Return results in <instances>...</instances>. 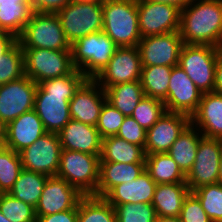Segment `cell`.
Instances as JSON below:
<instances>
[{"instance_id":"cell-1","label":"cell","mask_w":222,"mask_h":222,"mask_svg":"<svg viewBox=\"0 0 222 222\" xmlns=\"http://www.w3.org/2000/svg\"><path fill=\"white\" fill-rule=\"evenodd\" d=\"M86 79L80 70L75 69L71 74L38 83L34 110L46 132L58 133L72 119L69 101Z\"/></svg>"},{"instance_id":"cell-2","label":"cell","mask_w":222,"mask_h":222,"mask_svg":"<svg viewBox=\"0 0 222 222\" xmlns=\"http://www.w3.org/2000/svg\"><path fill=\"white\" fill-rule=\"evenodd\" d=\"M179 34L184 44L219 48L222 40V0H192L181 10Z\"/></svg>"},{"instance_id":"cell-3","label":"cell","mask_w":222,"mask_h":222,"mask_svg":"<svg viewBox=\"0 0 222 222\" xmlns=\"http://www.w3.org/2000/svg\"><path fill=\"white\" fill-rule=\"evenodd\" d=\"M103 31L118 47L137 46L142 39L138 25L137 0H105Z\"/></svg>"},{"instance_id":"cell-4","label":"cell","mask_w":222,"mask_h":222,"mask_svg":"<svg viewBox=\"0 0 222 222\" xmlns=\"http://www.w3.org/2000/svg\"><path fill=\"white\" fill-rule=\"evenodd\" d=\"M117 48L104 31L81 37L70 45L73 66L87 78L94 79L109 63Z\"/></svg>"},{"instance_id":"cell-5","label":"cell","mask_w":222,"mask_h":222,"mask_svg":"<svg viewBox=\"0 0 222 222\" xmlns=\"http://www.w3.org/2000/svg\"><path fill=\"white\" fill-rule=\"evenodd\" d=\"M100 155L61 149L57 177L66 180L83 195L97 196Z\"/></svg>"},{"instance_id":"cell-6","label":"cell","mask_w":222,"mask_h":222,"mask_svg":"<svg viewBox=\"0 0 222 222\" xmlns=\"http://www.w3.org/2000/svg\"><path fill=\"white\" fill-rule=\"evenodd\" d=\"M17 42L22 48L71 51L56 13L34 12Z\"/></svg>"},{"instance_id":"cell-7","label":"cell","mask_w":222,"mask_h":222,"mask_svg":"<svg viewBox=\"0 0 222 222\" xmlns=\"http://www.w3.org/2000/svg\"><path fill=\"white\" fill-rule=\"evenodd\" d=\"M220 53L212 45L184 44L179 56L180 66L200 92H214L215 68Z\"/></svg>"},{"instance_id":"cell-8","label":"cell","mask_w":222,"mask_h":222,"mask_svg":"<svg viewBox=\"0 0 222 222\" xmlns=\"http://www.w3.org/2000/svg\"><path fill=\"white\" fill-rule=\"evenodd\" d=\"M56 14L70 45L81 37L103 31L102 3L71 1Z\"/></svg>"},{"instance_id":"cell-9","label":"cell","mask_w":222,"mask_h":222,"mask_svg":"<svg viewBox=\"0 0 222 222\" xmlns=\"http://www.w3.org/2000/svg\"><path fill=\"white\" fill-rule=\"evenodd\" d=\"M22 50L25 75L37 84L71 74L75 70L71 51L42 48H22Z\"/></svg>"},{"instance_id":"cell-10","label":"cell","mask_w":222,"mask_h":222,"mask_svg":"<svg viewBox=\"0 0 222 222\" xmlns=\"http://www.w3.org/2000/svg\"><path fill=\"white\" fill-rule=\"evenodd\" d=\"M222 154V139L200 138L195 161L186 175L190 191L200 186L219 182V165Z\"/></svg>"},{"instance_id":"cell-11","label":"cell","mask_w":222,"mask_h":222,"mask_svg":"<svg viewBox=\"0 0 222 222\" xmlns=\"http://www.w3.org/2000/svg\"><path fill=\"white\" fill-rule=\"evenodd\" d=\"M183 45L179 32L143 37L137 45L141 66H177Z\"/></svg>"},{"instance_id":"cell-12","label":"cell","mask_w":222,"mask_h":222,"mask_svg":"<svg viewBox=\"0 0 222 222\" xmlns=\"http://www.w3.org/2000/svg\"><path fill=\"white\" fill-rule=\"evenodd\" d=\"M61 149L58 133L46 132L32 145L19 152L22 167L47 176H56Z\"/></svg>"},{"instance_id":"cell-13","label":"cell","mask_w":222,"mask_h":222,"mask_svg":"<svg viewBox=\"0 0 222 222\" xmlns=\"http://www.w3.org/2000/svg\"><path fill=\"white\" fill-rule=\"evenodd\" d=\"M141 37L179 32L181 10L170 4L137 0Z\"/></svg>"},{"instance_id":"cell-14","label":"cell","mask_w":222,"mask_h":222,"mask_svg":"<svg viewBox=\"0 0 222 222\" xmlns=\"http://www.w3.org/2000/svg\"><path fill=\"white\" fill-rule=\"evenodd\" d=\"M141 68L137 46L118 47L109 63L94 80L103 89L121 83L140 81Z\"/></svg>"},{"instance_id":"cell-15","label":"cell","mask_w":222,"mask_h":222,"mask_svg":"<svg viewBox=\"0 0 222 222\" xmlns=\"http://www.w3.org/2000/svg\"><path fill=\"white\" fill-rule=\"evenodd\" d=\"M38 84L26 75L0 85V119L7 125L25 112L34 109Z\"/></svg>"},{"instance_id":"cell-16","label":"cell","mask_w":222,"mask_h":222,"mask_svg":"<svg viewBox=\"0 0 222 222\" xmlns=\"http://www.w3.org/2000/svg\"><path fill=\"white\" fill-rule=\"evenodd\" d=\"M83 196L66 180L57 176H49L35 208L36 217L78 208V203Z\"/></svg>"},{"instance_id":"cell-17","label":"cell","mask_w":222,"mask_h":222,"mask_svg":"<svg viewBox=\"0 0 222 222\" xmlns=\"http://www.w3.org/2000/svg\"><path fill=\"white\" fill-rule=\"evenodd\" d=\"M202 93L180 66L172 68L167 98V112L182 113L191 117L198 109Z\"/></svg>"},{"instance_id":"cell-18","label":"cell","mask_w":222,"mask_h":222,"mask_svg":"<svg viewBox=\"0 0 222 222\" xmlns=\"http://www.w3.org/2000/svg\"><path fill=\"white\" fill-rule=\"evenodd\" d=\"M190 123L191 117L188 115L166 111L150 129L146 130L145 153L168 152Z\"/></svg>"},{"instance_id":"cell-19","label":"cell","mask_w":222,"mask_h":222,"mask_svg":"<svg viewBox=\"0 0 222 222\" xmlns=\"http://www.w3.org/2000/svg\"><path fill=\"white\" fill-rule=\"evenodd\" d=\"M105 101L104 89L94 79L87 78L69 101L71 118L96 126Z\"/></svg>"},{"instance_id":"cell-20","label":"cell","mask_w":222,"mask_h":222,"mask_svg":"<svg viewBox=\"0 0 222 222\" xmlns=\"http://www.w3.org/2000/svg\"><path fill=\"white\" fill-rule=\"evenodd\" d=\"M62 149L101 155L102 137L96 126L71 119L59 132Z\"/></svg>"},{"instance_id":"cell-21","label":"cell","mask_w":222,"mask_h":222,"mask_svg":"<svg viewBox=\"0 0 222 222\" xmlns=\"http://www.w3.org/2000/svg\"><path fill=\"white\" fill-rule=\"evenodd\" d=\"M45 133L42 121L33 109L23 113L6 125L4 146L19 153Z\"/></svg>"},{"instance_id":"cell-22","label":"cell","mask_w":222,"mask_h":222,"mask_svg":"<svg viewBox=\"0 0 222 222\" xmlns=\"http://www.w3.org/2000/svg\"><path fill=\"white\" fill-rule=\"evenodd\" d=\"M191 123L208 138L222 139V95L203 93Z\"/></svg>"},{"instance_id":"cell-23","label":"cell","mask_w":222,"mask_h":222,"mask_svg":"<svg viewBox=\"0 0 222 222\" xmlns=\"http://www.w3.org/2000/svg\"><path fill=\"white\" fill-rule=\"evenodd\" d=\"M156 183L144 170L133 181L113 187L103 198L111 205L126 203H152Z\"/></svg>"},{"instance_id":"cell-24","label":"cell","mask_w":222,"mask_h":222,"mask_svg":"<svg viewBox=\"0 0 222 222\" xmlns=\"http://www.w3.org/2000/svg\"><path fill=\"white\" fill-rule=\"evenodd\" d=\"M145 170V163H99L97 196L104 197L113 187L133 181Z\"/></svg>"},{"instance_id":"cell-25","label":"cell","mask_w":222,"mask_h":222,"mask_svg":"<svg viewBox=\"0 0 222 222\" xmlns=\"http://www.w3.org/2000/svg\"><path fill=\"white\" fill-rule=\"evenodd\" d=\"M190 192L186 183L157 184L151 203L156 216L179 217L184 200Z\"/></svg>"},{"instance_id":"cell-26","label":"cell","mask_w":222,"mask_h":222,"mask_svg":"<svg viewBox=\"0 0 222 222\" xmlns=\"http://www.w3.org/2000/svg\"><path fill=\"white\" fill-rule=\"evenodd\" d=\"M145 149L115 136L102 139L100 162L145 163Z\"/></svg>"},{"instance_id":"cell-27","label":"cell","mask_w":222,"mask_h":222,"mask_svg":"<svg viewBox=\"0 0 222 222\" xmlns=\"http://www.w3.org/2000/svg\"><path fill=\"white\" fill-rule=\"evenodd\" d=\"M33 13L31 0H0V28L18 38Z\"/></svg>"},{"instance_id":"cell-28","label":"cell","mask_w":222,"mask_h":222,"mask_svg":"<svg viewBox=\"0 0 222 222\" xmlns=\"http://www.w3.org/2000/svg\"><path fill=\"white\" fill-rule=\"evenodd\" d=\"M202 136V133L190 123L167 152L185 176L195 161L198 144Z\"/></svg>"},{"instance_id":"cell-29","label":"cell","mask_w":222,"mask_h":222,"mask_svg":"<svg viewBox=\"0 0 222 222\" xmlns=\"http://www.w3.org/2000/svg\"><path fill=\"white\" fill-rule=\"evenodd\" d=\"M145 170L156 184L186 183V176L167 152L146 154Z\"/></svg>"},{"instance_id":"cell-30","label":"cell","mask_w":222,"mask_h":222,"mask_svg":"<svg viewBox=\"0 0 222 222\" xmlns=\"http://www.w3.org/2000/svg\"><path fill=\"white\" fill-rule=\"evenodd\" d=\"M106 101L124 116H131L145 93L140 81L121 83L104 89Z\"/></svg>"},{"instance_id":"cell-31","label":"cell","mask_w":222,"mask_h":222,"mask_svg":"<svg viewBox=\"0 0 222 222\" xmlns=\"http://www.w3.org/2000/svg\"><path fill=\"white\" fill-rule=\"evenodd\" d=\"M49 176L22 169L9 194L36 208Z\"/></svg>"},{"instance_id":"cell-32","label":"cell","mask_w":222,"mask_h":222,"mask_svg":"<svg viewBox=\"0 0 222 222\" xmlns=\"http://www.w3.org/2000/svg\"><path fill=\"white\" fill-rule=\"evenodd\" d=\"M77 222H117V216L103 197L84 195L78 203Z\"/></svg>"},{"instance_id":"cell-33","label":"cell","mask_w":222,"mask_h":222,"mask_svg":"<svg viewBox=\"0 0 222 222\" xmlns=\"http://www.w3.org/2000/svg\"><path fill=\"white\" fill-rule=\"evenodd\" d=\"M171 66H148L141 68L140 82L145 96L165 101L172 72Z\"/></svg>"},{"instance_id":"cell-34","label":"cell","mask_w":222,"mask_h":222,"mask_svg":"<svg viewBox=\"0 0 222 222\" xmlns=\"http://www.w3.org/2000/svg\"><path fill=\"white\" fill-rule=\"evenodd\" d=\"M23 169L19 153L0 147V193H9Z\"/></svg>"},{"instance_id":"cell-35","label":"cell","mask_w":222,"mask_h":222,"mask_svg":"<svg viewBox=\"0 0 222 222\" xmlns=\"http://www.w3.org/2000/svg\"><path fill=\"white\" fill-rule=\"evenodd\" d=\"M212 222H222V184L203 185L191 191Z\"/></svg>"},{"instance_id":"cell-36","label":"cell","mask_w":222,"mask_h":222,"mask_svg":"<svg viewBox=\"0 0 222 222\" xmlns=\"http://www.w3.org/2000/svg\"><path fill=\"white\" fill-rule=\"evenodd\" d=\"M23 76H25L23 50L17 42L0 57V85L18 80Z\"/></svg>"},{"instance_id":"cell-37","label":"cell","mask_w":222,"mask_h":222,"mask_svg":"<svg viewBox=\"0 0 222 222\" xmlns=\"http://www.w3.org/2000/svg\"><path fill=\"white\" fill-rule=\"evenodd\" d=\"M0 211L12 222H36L35 208L11 196L0 193Z\"/></svg>"},{"instance_id":"cell-38","label":"cell","mask_w":222,"mask_h":222,"mask_svg":"<svg viewBox=\"0 0 222 222\" xmlns=\"http://www.w3.org/2000/svg\"><path fill=\"white\" fill-rule=\"evenodd\" d=\"M166 112L165 104L159 99L144 96L133 110L132 117L148 130Z\"/></svg>"},{"instance_id":"cell-39","label":"cell","mask_w":222,"mask_h":222,"mask_svg":"<svg viewBox=\"0 0 222 222\" xmlns=\"http://www.w3.org/2000/svg\"><path fill=\"white\" fill-rule=\"evenodd\" d=\"M117 222H155L156 213L151 203H126L112 205Z\"/></svg>"},{"instance_id":"cell-40","label":"cell","mask_w":222,"mask_h":222,"mask_svg":"<svg viewBox=\"0 0 222 222\" xmlns=\"http://www.w3.org/2000/svg\"><path fill=\"white\" fill-rule=\"evenodd\" d=\"M125 116L109 102L105 101L96 128L102 138L115 136Z\"/></svg>"},{"instance_id":"cell-41","label":"cell","mask_w":222,"mask_h":222,"mask_svg":"<svg viewBox=\"0 0 222 222\" xmlns=\"http://www.w3.org/2000/svg\"><path fill=\"white\" fill-rule=\"evenodd\" d=\"M179 219L180 222H212L192 192L184 200Z\"/></svg>"},{"instance_id":"cell-42","label":"cell","mask_w":222,"mask_h":222,"mask_svg":"<svg viewBox=\"0 0 222 222\" xmlns=\"http://www.w3.org/2000/svg\"><path fill=\"white\" fill-rule=\"evenodd\" d=\"M116 136L129 143L145 147L146 130L132 116H125Z\"/></svg>"},{"instance_id":"cell-43","label":"cell","mask_w":222,"mask_h":222,"mask_svg":"<svg viewBox=\"0 0 222 222\" xmlns=\"http://www.w3.org/2000/svg\"><path fill=\"white\" fill-rule=\"evenodd\" d=\"M72 0H31L33 12L57 13Z\"/></svg>"},{"instance_id":"cell-44","label":"cell","mask_w":222,"mask_h":222,"mask_svg":"<svg viewBox=\"0 0 222 222\" xmlns=\"http://www.w3.org/2000/svg\"><path fill=\"white\" fill-rule=\"evenodd\" d=\"M36 218V222H77V208Z\"/></svg>"},{"instance_id":"cell-45","label":"cell","mask_w":222,"mask_h":222,"mask_svg":"<svg viewBox=\"0 0 222 222\" xmlns=\"http://www.w3.org/2000/svg\"><path fill=\"white\" fill-rule=\"evenodd\" d=\"M17 43V38L8 32H0V57L6 54L15 44Z\"/></svg>"},{"instance_id":"cell-46","label":"cell","mask_w":222,"mask_h":222,"mask_svg":"<svg viewBox=\"0 0 222 222\" xmlns=\"http://www.w3.org/2000/svg\"><path fill=\"white\" fill-rule=\"evenodd\" d=\"M214 92L222 95V51H220L215 68Z\"/></svg>"},{"instance_id":"cell-47","label":"cell","mask_w":222,"mask_h":222,"mask_svg":"<svg viewBox=\"0 0 222 222\" xmlns=\"http://www.w3.org/2000/svg\"><path fill=\"white\" fill-rule=\"evenodd\" d=\"M156 3L170 4L183 10L192 0H148Z\"/></svg>"},{"instance_id":"cell-48","label":"cell","mask_w":222,"mask_h":222,"mask_svg":"<svg viewBox=\"0 0 222 222\" xmlns=\"http://www.w3.org/2000/svg\"><path fill=\"white\" fill-rule=\"evenodd\" d=\"M6 138V124L0 119V147L4 146Z\"/></svg>"},{"instance_id":"cell-49","label":"cell","mask_w":222,"mask_h":222,"mask_svg":"<svg viewBox=\"0 0 222 222\" xmlns=\"http://www.w3.org/2000/svg\"><path fill=\"white\" fill-rule=\"evenodd\" d=\"M155 222H180L179 217L156 216Z\"/></svg>"},{"instance_id":"cell-50","label":"cell","mask_w":222,"mask_h":222,"mask_svg":"<svg viewBox=\"0 0 222 222\" xmlns=\"http://www.w3.org/2000/svg\"><path fill=\"white\" fill-rule=\"evenodd\" d=\"M219 183L222 184V154H221L220 165H219Z\"/></svg>"},{"instance_id":"cell-51","label":"cell","mask_w":222,"mask_h":222,"mask_svg":"<svg viewBox=\"0 0 222 222\" xmlns=\"http://www.w3.org/2000/svg\"><path fill=\"white\" fill-rule=\"evenodd\" d=\"M0 222H12V221L8 220L0 211Z\"/></svg>"},{"instance_id":"cell-52","label":"cell","mask_w":222,"mask_h":222,"mask_svg":"<svg viewBox=\"0 0 222 222\" xmlns=\"http://www.w3.org/2000/svg\"><path fill=\"white\" fill-rule=\"evenodd\" d=\"M72 1H89V2L103 3L105 0H72Z\"/></svg>"},{"instance_id":"cell-53","label":"cell","mask_w":222,"mask_h":222,"mask_svg":"<svg viewBox=\"0 0 222 222\" xmlns=\"http://www.w3.org/2000/svg\"><path fill=\"white\" fill-rule=\"evenodd\" d=\"M219 49H220V51H222V40L220 42Z\"/></svg>"}]
</instances>
